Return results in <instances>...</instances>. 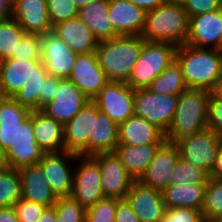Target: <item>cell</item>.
Wrapping results in <instances>:
<instances>
[{
    "instance_id": "cell-3",
    "label": "cell",
    "mask_w": 222,
    "mask_h": 222,
    "mask_svg": "<svg viewBox=\"0 0 222 222\" xmlns=\"http://www.w3.org/2000/svg\"><path fill=\"white\" fill-rule=\"evenodd\" d=\"M212 91L187 88L178 95V105L166 140L176 145L207 128L208 104Z\"/></svg>"
},
{
    "instance_id": "cell-10",
    "label": "cell",
    "mask_w": 222,
    "mask_h": 222,
    "mask_svg": "<svg viewBox=\"0 0 222 222\" xmlns=\"http://www.w3.org/2000/svg\"><path fill=\"white\" fill-rule=\"evenodd\" d=\"M100 110L89 100L64 126V151L89 156V138L93 135L94 117Z\"/></svg>"
},
{
    "instance_id": "cell-1",
    "label": "cell",
    "mask_w": 222,
    "mask_h": 222,
    "mask_svg": "<svg viewBox=\"0 0 222 222\" xmlns=\"http://www.w3.org/2000/svg\"><path fill=\"white\" fill-rule=\"evenodd\" d=\"M30 112L13 97L0 96L2 165L19 170L43 158L45 153L36 142Z\"/></svg>"
},
{
    "instance_id": "cell-18",
    "label": "cell",
    "mask_w": 222,
    "mask_h": 222,
    "mask_svg": "<svg viewBox=\"0 0 222 222\" xmlns=\"http://www.w3.org/2000/svg\"><path fill=\"white\" fill-rule=\"evenodd\" d=\"M68 79L89 100H93L109 82L104 71L99 66L95 52L78 54Z\"/></svg>"
},
{
    "instance_id": "cell-11",
    "label": "cell",
    "mask_w": 222,
    "mask_h": 222,
    "mask_svg": "<svg viewBox=\"0 0 222 222\" xmlns=\"http://www.w3.org/2000/svg\"><path fill=\"white\" fill-rule=\"evenodd\" d=\"M76 160V154L62 151L58 153H45L43 158L37 163L57 198L71 196L75 168H72L73 165L69 164V162Z\"/></svg>"
},
{
    "instance_id": "cell-36",
    "label": "cell",
    "mask_w": 222,
    "mask_h": 222,
    "mask_svg": "<svg viewBox=\"0 0 222 222\" xmlns=\"http://www.w3.org/2000/svg\"><path fill=\"white\" fill-rule=\"evenodd\" d=\"M56 211V222H85L86 210L73 197L58 198L53 205Z\"/></svg>"
},
{
    "instance_id": "cell-47",
    "label": "cell",
    "mask_w": 222,
    "mask_h": 222,
    "mask_svg": "<svg viewBox=\"0 0 222 222\" xmlns=\"http://www.w3.org/2000/svg\"><path fill=\"white\" fill-rule=\"evenodd\" d=\"M0 222H20L14 206L0 208Z\"/></svg>"
},
{
    "instance_id": "cell-55",
    "label": "cell",
    "mask_w": 222,
    "mask_h": 222,
    "mask_svg": "<svg viewBox=\"0 0 222 222\" xmlns=\"http://www.w3.org/2000/svg\"><path fill=\"white\" fill-rule=\"evenodd\" d=\"M212 222H222V216L221 217H219V218H217V219H215L214 221H212Z\"/></svg>"
},
{
    "instance_id": "cell-48",
    "label": "cell",
    "mask_w": 222,
    "mask_h": 222,
    "mask_svg": "<svg viewBox=\"0 0 222 222\" xmlns=\"http://www.w3.org/2000/svg\"><path fill=\"white\" fill-rule=\"evenodd\" d=\"M209 176L210 178L222 179V142L217 153L214 167Z\"/></svg>"
},
{
    "instance_id": "cell-16",
    "label": "cell",
    "mask_w": 222,
    "mask_h": 222,
    "mask_svg": "<svg viewBox=\"0 0 222 222\" xmlns=\"http://www.w3.org/2000/svg\"><path fill=\"white\" fill-rule=\"evenodd\" d=\"M186 44L197 48H222V9L189 17Z\"/></svg>"
},
{
    "instance_id": "cell-51",
    "label": "cell",
    "mask_w": 222,
    "mask_h": 222,
    "mask_svg": "<svg viewBox=\"0 0 222 222\" xmlns=\"http://www.w3.org/2000/svg\"><path fill=\"white\" fill-rule=\"evenodd\" d=\"M211 91L218 99L222 100V76L218 79L215 87Z\"/></svg>"
},
{
    "instance_id": "cell-30",
    "label": "cell",
    "mask_w": 222,
    "mask_h": 222,
    "mask_svg": "<svg viewBox=\"0 0 222 222\" xmlns=\"http://www.w3.org/2000/svg\"><path fill=\"white\" fill-rule=\"evenodd\" d=\"M206 184L168 185L163 191L166 208L189 207L202 211Z\"/></svg>"
},
{
    "instance_id": "cell-7",
    "label": "cell",
    "mask_w": 222,
    "mask_h": 222,
    "mask_svg": "<svg viewBox=\"0 0 222 222\" xmlns=\"http://www.w3.org/2000/svg\"><path fill=\"white\" fill-rule=\"evenodd\" d=\"M176 48L170 43L145 41L126 83L134 90L147 88L174 61Z\"/></svg>"
},
{
    "instance_id": "cell-26",
    "label": "cell",
    "mask_w": 222,
    "mask_h": 222,
    "mask_svg": "<svg viewBox=\"0 0 222 222\" xmlns=\"http://www.w3.org/2000/svg\"><path fill=\"white\" fill-rule=\"evenodd\" d=\"M54 33L78 54L95 52L98 41L78 16L53 26Z\"/></svg>"
},
{
    "instance_id": "cell-21",
    "label": "cell",
    "mask_w": 222,
    "mask_h": 222,
    "mask_svg": "<svg viewBox=\"0 0 222 222\" xmlns=\"http://www.w3.org/2000/svg\"><path fill=\"white\" fill-rule=\"evenodd\" d=\"M26 33L41 35L53 30L47 0H13V16Z\"/></svg>"
},
{
    "instance_id": "cell-34",
    "label": "cell",
    "mask_w": 222,
    "mask_h": 222,
    "mask_svg": "<svg viewBox=\"0 0 222 222\" xmlns=\"http://www.w3.org/2000/svg\"><path fill=\"white\" fill-rule=\"evenodd\" d=\"M170 175L168 185H185L191 183L207 184L210 178L209 174L205 170L185 161L181 157L177 159Z\"/></svg>"
},
{
    "instance_id": "cell-8",
    "label": "cell",
    "mask_w": 222,
    "mask_h": 222,
    "mask_svg": "<svg viewBox=\"0 0 222 222\" xmlns=\"http://www.w3.org/2000/svg\"><path fill=\"white\" fill-rule=\"evenodd\" d=\"M178 96L155 94L147 88L134 90V114L155 124L165 133L172 124Z\"/></svg>"
},
{
    "instance_id": "cell-15",
    "label": "cell",
    "mask_w": 222,
    "mask_h": 222,
    "mask_svg": "<svg viewBox=\"0 0 222 222\" xmlns=\"http://www.w3.org/2000/svg\"><path fill=\"white\" fill-rule=\"evenodd\" d=\"M93 157L100 168L104 196L125 199L135 180L127 173L120 158L115 152L96 154Z\"/></svg>"
},
{
    "instance_id": "cell-43",
    "label": "cell",
    "mask_w": 222,
    "mask_h": 222,
    "mask_svg": "<svg viewBox=\"0 0 222 222\" xmlns=\"http://www.w3.org/2000/svg\"><path fill=\"white\" fill-rule=\"evenodd\" d=\"M183 6L189 17L222 9L219 0H186Z\"/></svg>"
},
{
    "instance_id": "cell-39",
    "label": "cell",
    "mask_w": 222,
    "mask_h": 222,
    "mask_svg": "<svg viewBox=\"0 0 222 222\" xmlns=\"http://www.w3.org/2000/svg\"><path fill=\"white\" fill-rule=\"evenodd\" d=\"M11 59L41 60L40 35L25 33Z\"/></svg>"
},
{
    "instance_id": "cell-6",
    "label": "cell",
    "mask_w": 222,
    "mask_h": 222,
    "mask_svg": "<svg viewBox=\"0 0 222 222\" xmlns=\"http://www.w3.org/2000/svg\"><path fill=\"white\" fill-rule=\"evenodd\" d=\"M175 60L188 88L212 90L222 76L221 55L217 49L183 44L176 48Z\"/></svg>"
},
{
    "instance_id": "cell-49",
    "label": "cell",
    "mask_w": 222,
    "mask_h": 222,
    "mask_svg": "<svg viewBox=\"0 0 222 222\" xmlns=\"http://www.w3.org/2000/svg\"><path fill=\"white\" fill-rule=\"evenodd\" d=\"M13 16V0H0V19H9Z\"/></svg>"
},
{
    "instance_id": "cell-12",
    "label": "cell",
    "mask_w": 222,
    "mask_h": 222,
    "mask_svg": "<svg viewBox=\"0 0 222 222\" xmlns=\"http://www.w3.org/2000/svg\"><path fill=\"white\" fill-rule=\"evenodd\" d=\"M93 101L118 125L134 114V89L125 82H108Z\"/></svg>"
},
{
    "instance_id": "cell-27",
    "label": "cell",
    "mask_w": 222,
    "mask_h": 222,
    "mask_svg": "<svg viewBox=\"0 0 222 222\" xmlns=\"http://www.w3.org/2000/svg\"><path fill=\"white\" fill-rule=\"evenodd\" d=\"M108 8L109 0H95L78 11V17L88 25L98 42L118 36L109 21Z\"/></svg>"
},
{
    "instance_id": "cell-4",
    "label": "cell",
    "mask_w": 222,
    "mask_h": 222,
    "mask_svg": "<svg viewBox=\"0 0 222 222\" xmlns=\"http://www.w3.org/2000/svg\"><path fill=\"white\" fill-rule=\"evenodd\" d=\"M145 40L140 35H118L98 42L95 53L109 82H127Z\"/></svg>"
},
{
    "instance_id": "cell-54",
    "label": "cell",
    "mask_w": 222,
    "mask_h": 222,
    "mask_svg": "<svg viewBox=\"0 0 222 222\" xmlns=\"http://www.w3.org/2000/svg\"><path fill=\"white\" fill-rule=\"evenodd\" d=\"M2 156H3V152L0 149V165H2Z\"/></svg>"
},
{
    "instance_id": "cell-45",
    "label": "cell",
    "mask_w": 222,
    "mask_h": 222,
    "mask_svg": "<svg viewBox=\"0 0 222 222\" xmlns=\"http://www.w3.org/2000/svg\"><path fill=\"white\" fill-rule=\"evenodd\" d=\"M115 222H140L138 216L133 212L131 205L126 199L117 201Z\"/></svg>"
},
{
    "instance_id": "cell-28",
    "label": "cell",
    "mask_w": 222,
    "mask_h": 222,
    "mask_svg": "<svg viewBox=\"0 0 222 222\" xmlns=\"http://www.w3.org/2000/svg\"><path fill=\"white\" fill-rule=\"evenodd\" d=\"M119 125L101 111L94 117L93 135L89 138V156L115 152Z\"/></svg>"
},
{
    "instance_id": "cell-13",
    "label": "cell",
    "mask_w": 222,
    "mask_h": 222,
    "mask_svg": "<svg viewBox=\"0 0 222 222\" xmlns=\"http://www.w3.org/2000/svg\"><path fill=\"white\" fill-rule=\"evenodd\" d=\"M221 142L222 138L218 137L209 128H206L197 132L192 138L177 144L179 156L205 170L210 175Z\"/></svg>"
},
{
    "instance_id": "cell-56",
    "label": "cell",
    "mask_w": 222,
    "mask_h": 222,
    "mask_svg": "<svg viewBox=\"0 0 222 222\" xmlns=\"http://www.w3.org/2000/svg\"><path fill=\"white\" fill-rule=\"evenodd\" d=\"M220 55H221V67H222V48L219 50Z\"/></svg>"
},
{
    "instance_id": "cell-17",
    "label": "cell",
    "mask_w": 222,
    "mask_h": 222,
    "mask_svg": "<svg viewBox=\"0 0 222 222\" xmlns=\"http://www.w3.org/2000/svg\"><path fill=\"white\" fill-rule=\"evenodd\" d=\"M88 101V97L69 79L58 78V88L53 100L45 105L42 111L64 125Z\"/></svg>"
},
{
    "instance_id": "cell-25",
    "label": "cell",
    "mask_w": 222,
    "mask_h": 222,
    "mask_svg": "<svg viewBox=\"0 0 222 222\" xmlns=\"http://www.w3.org/2000/svg\"><path fill=\"white\" fill-rule=\"evenodd\" d=\"M21 177L22 198L52 207L57 197L51 190L41 167L38 164L19 169Z\"/></svg>"
},
{
    "instance_id": "cell-44",
    "label": "cell",
    "mask_w": 222,
    "mask_h": 222,
    "mask_svg": "<svg viewBox=\"0 0 222 222\" xmlns=\"http://www.w3.org/2000/svg\"><path fill=\"white\" fill-rule=\"evenodd\" d=\"M58 88V78L47 75L44 80L43 93L39 96V110L53 100L55 92Z\"/></svg>"
},
{
    "instance_id": "cell-41",
    "label": "cell",
    "mask_w": 222,
    "mask_h": 222,
    "mask_svg": "<svg viewBox=\"0 0 222 222\" xmlns=\"http://www.w3.org/2000/svg\"><path fill=\"white\" fill-rule=\"evenodd\" d=\"M14 208L20 222H37L47 206L21 197Z\"/></svg>"
},
{
    "instance_id": "cell-29",
    "label": "cell",
    "mask_w": 222,
    "mask_h": 222,
    "mask_svg": "<svg viewBox=\"0 0 222 222\" xmlns=\"http://www.w3.org/2000/svg\"><path fill=\"white\" fill-rule=\"evenodd\" d=\"M159 145H118L115 154L120 158L127 173L138 181L153 160Z\"/></svg>"
},
{
    "instance_id": "cell-52",
    "label": "cell",
    "mask_w": 222,
    "mask_h": 222,
    "mask_svg": "<svg viewBox=\"0 0 222 222\" xmlns=\"http://www.w3.org/2000/svg\"><path fill=\"white\" fill-rule=\"evenodd\" d=\"M75 3V6L78 9H81L82 7L89 5L90 3H92L95 0H72Z\"/></svg>"
},
{
    "instance_id": "cell-14",
    "label": "cell",
    "mask_w": 222,
    "mask_h": 222,
    "mask_svg": "<svg viewBox=\"0 0 222 222\" xmlns=\"http://www.w3.org/2000/svg\"><path fill=\"white\" fill-rule=\"evenodd\" d=\"M41 62L48 75L68 79L78 53L74 52L54 31L40 35Z\"/></svg>"
},
{
    "instance_id": "cell-32",
    "label": "cell",
    "mask_w": 222,
    "mask_h": 222,
    "mask_svg": "<svg viewBox=\"0 0 222 222\" xmlns=\"http://www.w3.org/2000/svg\"><path fill=\"white\" fill-rule=\"evenodd\" d=\"M21 197L19 170L0 165V208L14 206Z\"/></svg>"
},
{
    "instance_id": "cell-2",
    "label": "cell",
    "mask_w": 222,
    "mask_h": 222,
    "mask_svg": "<svg viewBox=\"0 0 222 222\" xmlns=\"http://www.w3.org/2000/svg\"><path fill=\"white\" fill-rule=\"evenodd\" d=\"M48 75L41 60L5 59L0 61V96L13 97L30 111L39 110Z\"/></svg>"
},
{
    "instance_id": "cell-20",
    "label": "cell",
    "mask_w": 222,
    "mask_h": 222,
    "mask_svg": "<svg viewBox=\"0 0 222 222\" xmlns=\"http://www.w3.org/2000/svg\"><path fill=\"white\" fill-rule=\"evenodd\" d=\"M125 199L140 222H162L166 209L163 192L134 181Z\"/></svg>"
},
{
    "instance_id": "cell-42",
    "label": "cell",
    "mask_w": 222,
    "mask_h": 222,
    "mask_svg": "<svg viewBox=\"0 0 222 222\" xmlns=\"http://www.w3.org/2000/svg\"><path fill=\"white\" fill-rule=\"evenodd\" d=\"M207 128L222 138V100L211 93L208 104Z\"/></svg>"
},
{
    "instance_id": "cell-46",
    "label": "cell",
    "mask_w": 222,
    "mask_h": 222,
    "mask_svg": "<svg viewBox=\"0 0 222 222\" xmlns=\"http://www.w3.org/2000/svg\"><path fill=\"white\" fill-rule=\"evenodd\" d=\"M131 3L135 4L137 7L142 8L145 12L153 10L162 5L166 0H129Z\"/></svg>"
},
{
    "instance_id": "cell-22",
    "label": "cell",
    "mask_w": 222,
    "mask_h": 222,
    "mask_svg": "<svg viewBox=\"0 0 222 222\" xmlns=\"http://www.w3.org/2000/svg\"><path fill=\"white\" fill-rule=\"evenodd\" d=\"M118 145H160L165 132L158 126L135 114L119 124Z\"/></svg>"
},
{
    "instance_id": "cell-31",
    "label": "cell",
    "mask_w": 222,
    "mask_h": 222,
    "mask_svg": "<svg viewBox=\"0 0 222 222\" xmlns=\"http://www.w3.org/2000/svg\"><path fill=\"white\" fill-rule=\"evenodd\" d=\"M187 88L181 67L175 59L162 73L155 77L147 87V89L155 94L177 96Z\"/></svg>"
},
{
    "instance_id": "cell-50",
    "label": "cell",
    "mask_w": 222,
    "mask_h": 222,
    "mask_svg": "<svg viewBox=\"0 0 222 222\" xmlns=\"http://www.w3.org/2000/svg\"><path fill=\"white\" fill-rule=\"evenodd\" d=\"M57 220V215L55 208L52 207H47L45 211L41 214L40 219L37 222H56Z\"/></svg>"
},
{
    "instance_id": "cell-5",
    "label": "cell",
    "mask_w": 222,
    "mask_h": 222,
    "mask_svg": "<svg viewBox=\"0 0 222 222\" xmlns=\"http://www.w3.org/2000/svg\"><path fill=\"white\" fill-rule=\"evenodd\" d=\"M189 16L183 4L164 2L145 12L141 37L145 41L165 42L176 47L186 43Z\"/></svg>"
},
{
    "instance_id": "cell-40",
    "label": "cell",
    "mask_w": 222,
    "mask_h": 222,
    "mask_svg": "<svg viewBox=\"0 0 222 222\" xmlns=\"http://www.w3.org/2000/svg\"><path fill=\"white\" fill-rule=\"evenodd\" d=\"M162 222H205L203 213L189 207L166 208Z\"/></svg>"
},
{
    "instance_id": "cell-19",
    "label": "cell",
    "mask_w": 222,
    "mask_h": 222,
    "mask_svg": "<svg viewBox=\"0 0 222 222\" xmlns=\"http://www.w3.org/2000/svg\"><path fill=\"white\" fill-rule=\"evenodd\" d=\"M179 157L178 146L165 139L138 181L147 187L163 192L168 186L170 174Z\"/></svg>"
},
{
    "instance_id": "cell-24",
    "label": "cell",
    "mask_w": 222,
    "mask_h": 222,
    "mask_svg": "<svg viewBox=\"0 0 222 222\" xmlns=\"http://www.w3.org/2000/svg\"><path fill=\"white\" fill-rule=\"evenodd\" d=\"M35 139L44 153L64 151V126L42 110L31 111Z\"/></svg>"
},
{
    "instance_id": "cell-37",
    "label": "cell",
    "mask_w": 222,
    "mask_h": 222,
    "mask_svg": "<svg viewBox=\"0 0 222 222\" xmlns=\"http://www.w3.org/2000/svg\"><path fill=\"white\" fill-rule=\"evenodd\" d=\"M117 198L104 197L86 210L85 222H115Z\"/></svg>"
},
{
    "instance_id": "cell-9",
    "label": "cell",
    "mask_w": 222,
    "mask_h": 222,
    "mask_svg": "<svg viewBox=\"0 0 222 222\" xmlns=\"http://www.w3.org/2000/svg\"><path fill=\"white\" fill-rule=\"evenodd\" d=\"M77 165L74 169V180L71 197L85 209L93 207L103 199L100 168L93 156L77 155Z\"/></svg>"
},
{
    "instance_id": "cell-53",
    "label": "cell",
    "mask_w": 222,
    "mask_h": 222,
    "mask_svg": "<svg viewBox=\"0 0 222 222\" xmlns=\"http://www.w3.org/2000/svg\"><path fill=\"white\" fill-rule=\"evenodd\" d=\"M186 0H166L169 3L183 4Z\"/></svg>"
},
{
    "instance_id": "cell-33",
    "label": "cell",
    "mask_w": 222,
    "mask_h": 222,
    "mask_svg": "<svg viewBox=\"0 0 222 222\" xmlns=\"http://www.w3.org/2000/svg\"><path fill=\"white\" fill-rule=\"evenodd\" d=\"M25 33L13 17L0 19V61L16 54V49Z\"/></svg>"
},
{
    "instance_id": "cell-38",
    "label": "cell",
    "mask_w": 222,
    "mask_h": 222,
    "mask_svg": "<svg viewBox=\"0 0 222 222\" xmlns=\"http://www.w3.org/2000/svg\"><path fill=\"white\" fill-rule=\"evenodd\" d=\"M47 5L52 27L78 16L79 9L72 0H47Z\"/></svg>"
},
{
    "instance_id": "cell-23",
    "label": "cell",
    "mask_w": 222,
    "mask_h": 222,
    "mask_svg": "<svg viewBox=\"0 0 222 222\" xmlns=\"http://www.w3.org/2000/svg\"><path fill=\"white\" fill-rule=\"evenodd\" d=\"M108 18L118 35H141L145 11L129 0H109Z\"/></svg>"
},
{
    "instance_id": "cell-35",
    "label": "cell",
    "mask_w": 222,
    "mask_h": 222,
    "mask_svg": "<svg viewBox=\"0 0 222 222\" xmlns=\"http://www.w3.org/2000/svg\"><path fill=\"white\" fill-rule=\"evenodd\" d=\"M202 213L205 222H212L222 216V179L209 178Z\"/></svg>"
}]
</instances>
